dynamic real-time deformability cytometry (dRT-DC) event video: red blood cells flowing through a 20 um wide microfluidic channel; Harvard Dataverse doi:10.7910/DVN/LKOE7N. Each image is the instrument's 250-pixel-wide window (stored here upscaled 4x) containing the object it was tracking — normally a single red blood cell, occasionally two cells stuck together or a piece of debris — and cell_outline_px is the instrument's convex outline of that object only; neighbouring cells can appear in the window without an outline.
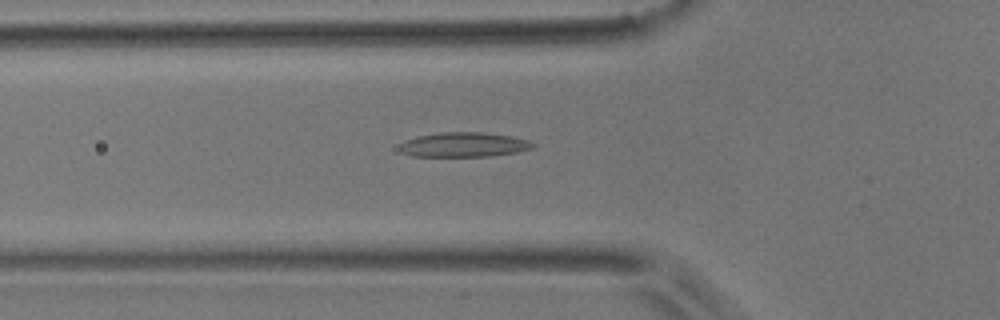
{"species": "common noctule bat (a hibernating species)", "species_latin": "Nyctalus noctula", "temperature_condition": "room temperature", "stored_images_in_passage": 45, "camera_frame_rate_fps": 3000, "um_per_image_px": 0.085, "animal": {"sex": "male", "body_mass_g": 17.9}, "frame": {"image": 1, "passage_image": 11, "time_ms": 3.333, "image_size_px": [1000, 320], "cell_outline_px": [[536, 144], [532, 148], [516, 152], [492, 156], [412, 156], [400, 152], [400, 144], [408, 140], [420, 136], [440, 132], [480, 132], [508, 136], [528, 140]], "centroid_in_image_um": [39.43, 12.3], "position_along_channel_um": 86.4, "area_um2": 18.84}}
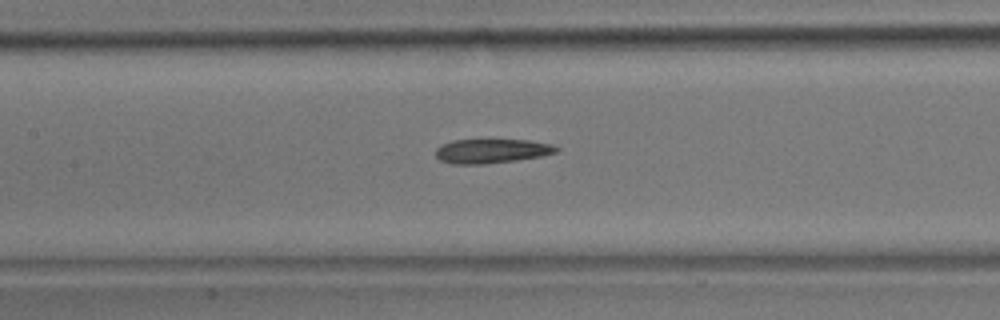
{"frame": {"image": 2, "passage_image": 17, "time_ms": 5.333, "image_size_px": [1000, 320], "cell_outline_px": [[560, 148], [556, 152], [540, 156], [516, 160], [484, 164], [452, 164], [440, 160], [436, 156], [436, 148], [440, 144], [452, 140], [528, 140], [552, 144]], "centroid_in_image_um": [41.76, 12.83], "position_along_channel_um": 165.6, "area_um2": 17.05}}
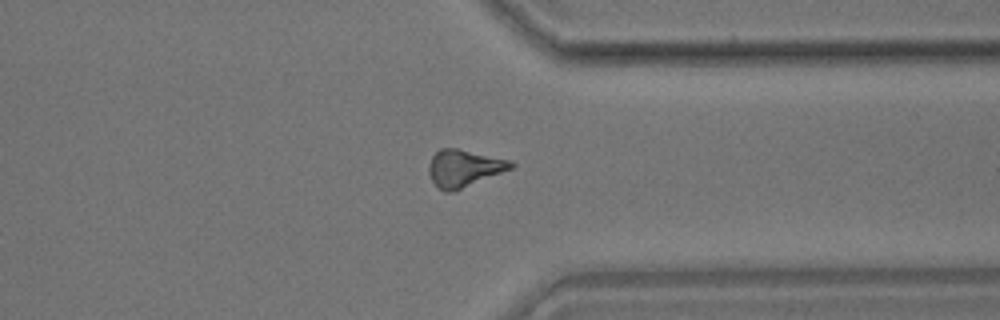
{"frame": {"image": 3, "passage_image": 33, "time_ms": 10.667, "image_size_px": [1000, 320], "cell_outline_px": [[516, 164], [512, 168], [452, 192], [444, 192], [432, 180], [428, 172], [428, 168], [432, 156], [440, 148], [456, 148], [508, 160]], "centroid_in_image_um": [39.4, 14.29], "position_along_channel_um": 372.0, "area_um2": 17.34}}